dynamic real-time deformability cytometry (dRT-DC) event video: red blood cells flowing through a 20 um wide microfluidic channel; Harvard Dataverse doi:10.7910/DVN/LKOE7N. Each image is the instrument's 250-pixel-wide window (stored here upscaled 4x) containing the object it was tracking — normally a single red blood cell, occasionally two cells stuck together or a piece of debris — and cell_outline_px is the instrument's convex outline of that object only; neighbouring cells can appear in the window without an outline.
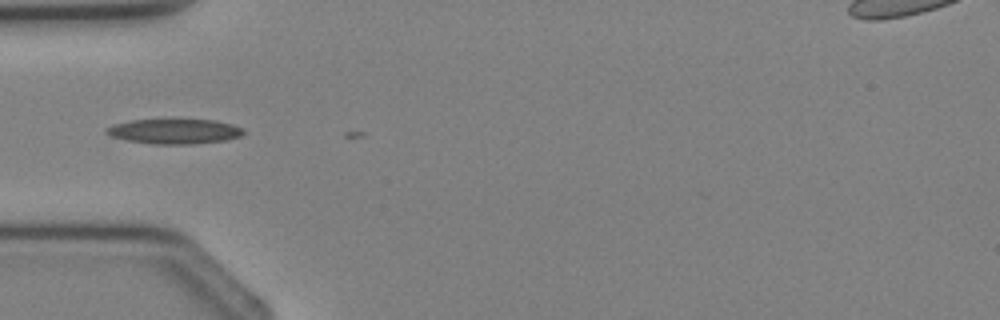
{"species": "Egyptian fruit bat (a non-hibernating species)", "species_latin": "Rousettus aegyptiacus", "temperature_condition": "cold", "stored_images_in_passage": 4, "camera_frame_rate_fps": 3000, "um_per_image_px": 0.085, "animal": {"sex": "female"}, "frame": {"image": 1, "passage_image": 3, "time_ms": 2.333, "image_size_px": [1000, 320], "cell_outline_px": [[244, 132], [240, 136], [228, 140], [192, 144], [156, 144], [128, 140], [112, 136], [104, 132], [104, 128], [112, 124], [132, 120], [216, 120], [232, 124], [244, 128]], "centroid_in_image_um": [14.84, 11.16], "position_along_channel_um": 70.2, "area_um2": 19.88}}